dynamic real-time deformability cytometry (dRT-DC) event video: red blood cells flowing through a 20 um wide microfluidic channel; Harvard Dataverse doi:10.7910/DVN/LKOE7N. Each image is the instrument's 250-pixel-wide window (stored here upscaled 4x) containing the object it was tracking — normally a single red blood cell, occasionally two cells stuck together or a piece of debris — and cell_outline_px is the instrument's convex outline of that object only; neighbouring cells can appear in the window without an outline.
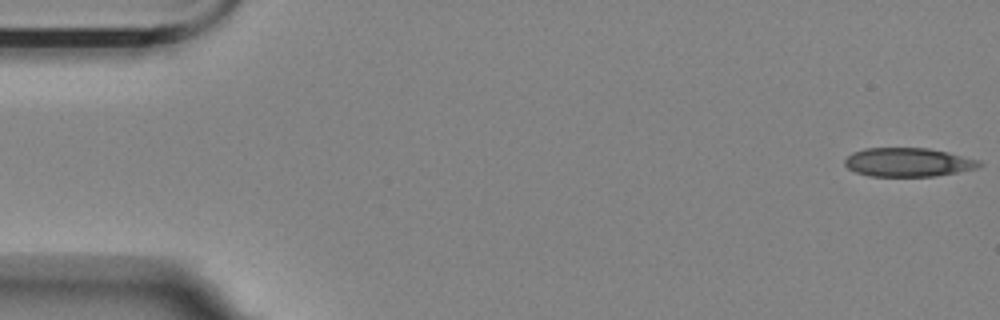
{"species": "Egyptian fruit bat (a non-hibernating species)", "species_latin": "Rousettus aegyptiacus", "temperature_condition": "room temperature", "stored_images_in_passage": 13, "camera_frame_rate_fps": 3000, "um_per_image_px": 0.085, "animal": {"sex": "female"}, "frame": {"image": 1, "passage_image": 1, "time_ms": 0.0, "image_size_px": [1000, 320], "cell_outline_px": [[984, 164], [976, 168], [936, 176], [872, 176], [856, 172], [848, 168], [844, 164], [844, 160], [852, 152], [864, 148], [928, 148], [948, 152], [980, 160]], "centroid_in_image_um": [77.19, 13.78], "position_along_channel_um": 7.8, "area_um2": 22.54}}